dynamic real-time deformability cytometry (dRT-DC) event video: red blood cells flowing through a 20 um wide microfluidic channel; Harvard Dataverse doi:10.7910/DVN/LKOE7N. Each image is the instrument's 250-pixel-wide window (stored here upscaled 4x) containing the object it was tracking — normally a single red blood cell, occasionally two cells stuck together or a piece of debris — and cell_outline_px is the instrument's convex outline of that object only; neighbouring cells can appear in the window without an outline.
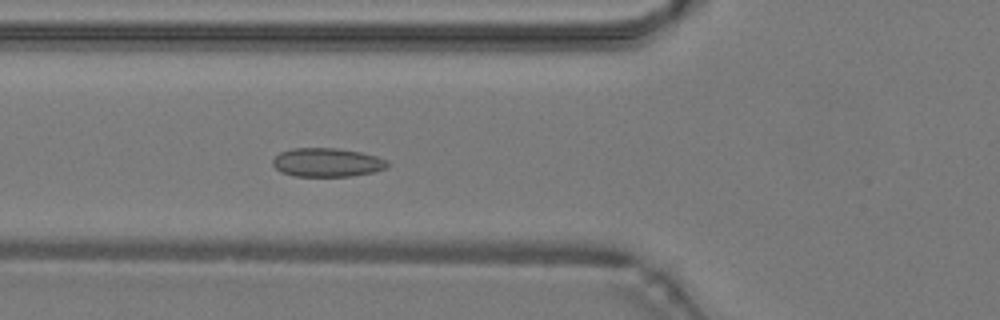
{"species": "common noctule bat (a hibernating species)", "species_latin": "Nyctalus noctula", "temperature_condition": "warm", "stored_images_in_passage": 47, "camera_frame_rate_fps": 3000, "um_per_image_px": 0.085, "animal": {"sex": "male", "body_mass_g": 19.2, "forearm_length_mm": 51.8}, "frame": {"image": 1, "passage_image": 17, "time_ms": 5.333, "image_size_px": [1000, 320], "cell_outline_px": [[388, 168], [372, 172], [352, 176], [296, 176], [280, 172], [272, 164], [272, 160], [280, 152], [292, 148], [336, 148], [360, 152], [376, 156], [388, 160]], "centroid_in_image_um": [27.8, 13.8], "position_along_channel_um": 98.0, "area_um2": 19.25}}
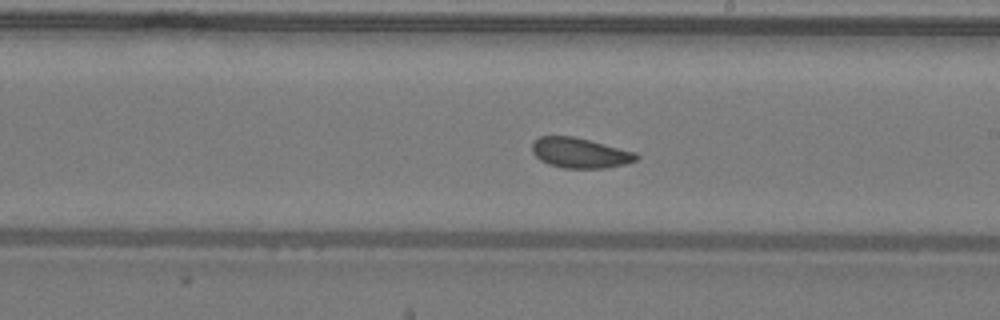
{"frame": {"image": 2, "passage_image": 27, "time_ms": 8.667, "image_size_px": [1000, 320], "cell_outline_px": [[640, 156], [636, 160], [624, 164], [608, 168], [564, 168], [548, 164], [540, 160], [532, 152], [532, 144], [540, 136], [572, 136], [636, 152]], "centroid_in_image_um": [49.3, 13.01], "position_along_channel_um": 239.7, "area_um2": 18.21}}
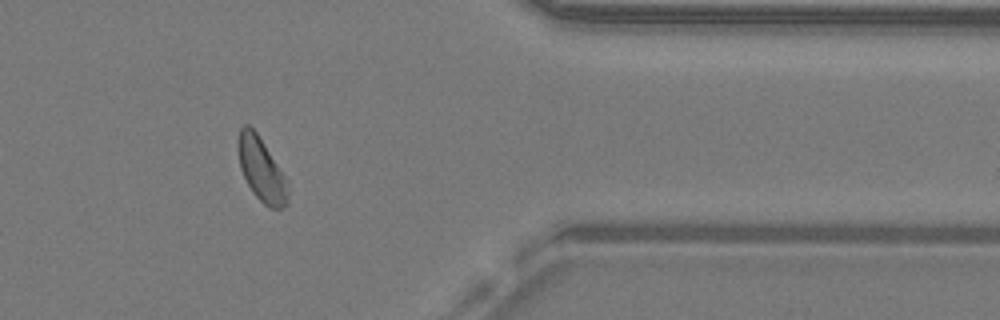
{"frame": {"image": 3, "passage_image": 39, "time_ms": 12.667, "image_size_px": [1000, 320], "cell_outline_px": [[288, 204], [280, 208], [268, 208], [252, 192], [240, 168], [236, 144], [236, 140], [240, 128], [244, 124], [248, 124], [256, 132], [288, 180]], "centroid_in_image_um": [22.2, 14.4], "position_along_channel_um": 389.2, "area_um2": 18.61}, "authors_computed_cell_mechanics": {"area_um2": 18.9006, "velocity_mm_per_s": 4.2385, "shape_relaxation_time_tau1_ms": null, "shape_relaxation_time_tau2_ms": 6.2458, "deformation_change_tau1": null, "deformation_change_tau2": 0.0854}}